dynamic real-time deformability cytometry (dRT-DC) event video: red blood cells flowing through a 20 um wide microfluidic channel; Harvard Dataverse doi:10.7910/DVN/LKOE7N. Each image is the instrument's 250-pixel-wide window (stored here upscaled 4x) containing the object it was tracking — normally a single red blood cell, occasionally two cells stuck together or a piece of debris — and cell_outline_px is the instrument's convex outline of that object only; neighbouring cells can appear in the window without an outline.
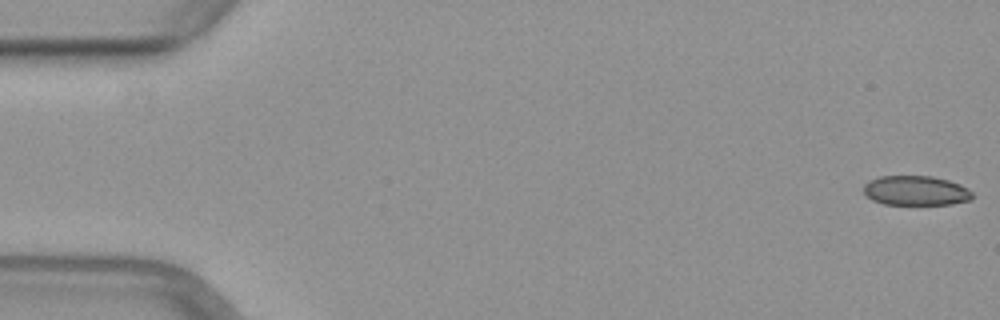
{"species": "common noctule bat (a hibernating species)", "species_latin": "Nyctalus noctula", "temperature_condition": "warm", "stored_images_in_passage": 11, "camera_frame_rate_fps": 3000, "um_per_image_px": 0.085, "animal": {"sex": "female", "body_mass_g": 29.2, "forearm_length_mm": 56.3}, "frame": {"image": 1, "passage_image": 1, "time_ms": 0.0, "image_size_px": [1000, 320], "cell_outline_px": [[972, 200], [952, 204], [884, 204], [872, 200], [864, 192], [864, 184], [868, 180], [880, 176], [932, 176], [948, 180], [960, 184], [968, 188], [972, 192]], "centroid_in_image_um": [77.86, 16.2], "position_along_channel_um": 7.1, "area_um2": 18.84}}